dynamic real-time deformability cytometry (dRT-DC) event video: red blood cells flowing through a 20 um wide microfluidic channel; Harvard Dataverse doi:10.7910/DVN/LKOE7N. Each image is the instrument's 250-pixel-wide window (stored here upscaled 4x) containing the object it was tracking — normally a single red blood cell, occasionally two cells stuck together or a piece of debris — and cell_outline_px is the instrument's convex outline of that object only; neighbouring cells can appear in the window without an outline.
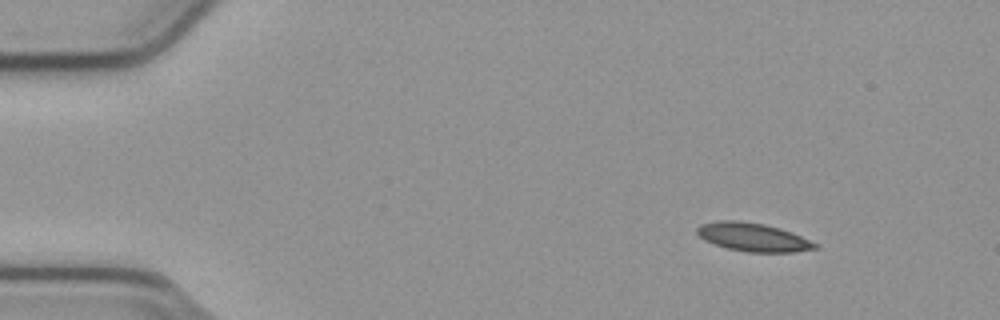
{"species": "common noctule bat (a hibernating species)", "species_latin": "Nyctalus noctula", "temperature_condition": "cold", "stored_images_in_passage": 48, "camera_frame_rate_fps": 3000, "um_per_image_px": 0.085, "animal": {"sex": "male", "body_mass_g": 23.1, "forearm_length_mm": 52.7}, "frame": {"image": 1, "passage_image": 1, "time_ms": 0.0, "image_size_px": [1000, 320], "cell_outline_px": [[820, 248], [792, 252], [748, 252], [728, 248], [704, 240], [696, 232], [696, 228], [700, 224], [720, 220], [740, 220], [764, 224], [780, 228], [792, 232], [820, 244]], "centroid_in_image_um": [64.04, 20.15], "position_along_channel_um": 21.0, "area_um2": 19.65}}
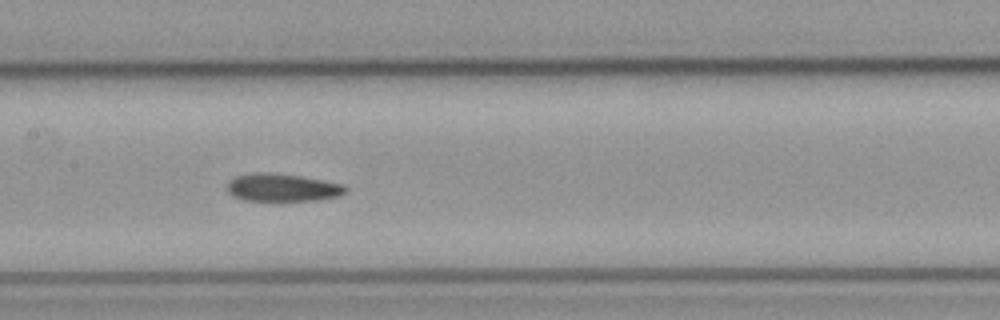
{"frame": {"image": 2, "passage_image": 21, "time_ms": 6.667, "image_size_px": [1000, 320], "cell_outline_px": [[348, 188], [340, 196], [320, 200], [280, 204], [272, 204], [244, 200], [232, 196], [224, 188], [228, 180], [236, 176], [256, 172], [268, 172], [300, 176], [344, 184]], "centroid_in_image_um": [23.95, 16.01], "position_along_channel_um": 183.5, "area_um2": 20.52}}
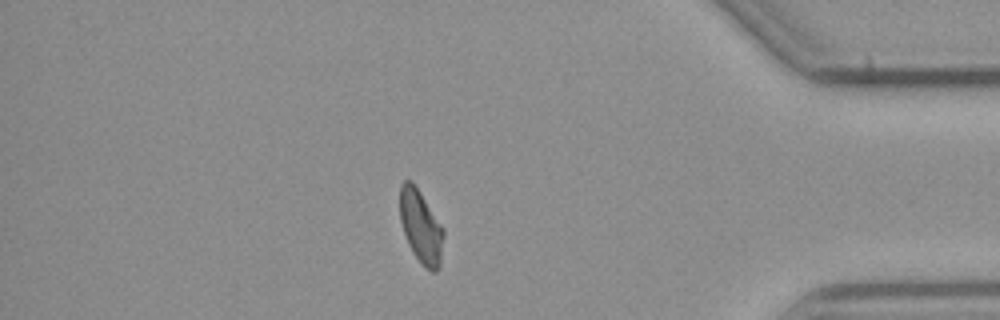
{"frame": {"image": 3, "passage_image": 41, "time_ms": 13.333, "image_size_px": [1000, 320], "cell_outline_px": [[444, 236], [440, 264], [436, 272], [432, 272], [424, 268], [412, 252], [408, 244], [400, 220], [400, 184], [404, 180], [412, 180], [444, 228]], "centroid_in_image_um": [35.78, 19.28], "position_along_channel_um": 399.4, "area_um2": 18.73}, "authors_computed_cell_mechanics": {"area_um2": 19.4208, "velocity_mm_per_s": 3.7948, "shape_relaxation_time_tau1_ms": 8.383, "shape_relaxation_time_tau2_ms": 5.1601, "deformation_change_tau1": 0.1709, "deformation_change_tau2": 0.1084}}